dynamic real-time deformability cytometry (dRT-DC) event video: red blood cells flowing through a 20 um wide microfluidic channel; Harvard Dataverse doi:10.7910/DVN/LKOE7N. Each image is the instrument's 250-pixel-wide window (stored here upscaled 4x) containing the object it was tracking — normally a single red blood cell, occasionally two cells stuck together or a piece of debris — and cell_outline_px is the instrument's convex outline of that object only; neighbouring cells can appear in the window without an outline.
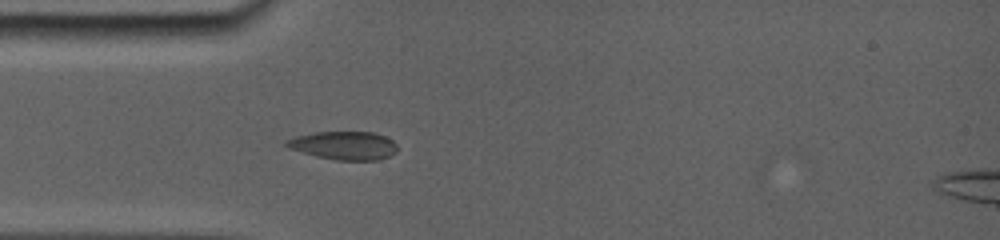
{"species": "common noctule bat (a hibernating species)", "species_latin": "Nyctalus noctula", "temperature_condition": "room temperature", "stored_images_in_passage": 26, "camera_frame_rate_fps": 5000, "um_per_image_px": 0.085, "animal": {"sex": "female", "body_mass_g": 19.0, "forearm_length_mm": 56.7}, "frame": {"image": 1, "passage_image": 3, "time_ms": 1.4, "image_size_px": [1000, 240], "cell_outline_px": [[396, 152], [388, 156], [376, 160], [336, 160], [316, 156], [292, 148], [284, 144], [288, 140], [300, 136], [320, 132], [372, 132], [384, 136], [392, 140], [396, 144]], "centroid_in_image_um": [29.3, 12.37], "position_along_channel_um": 55.7, "area_um2": 17.74}}
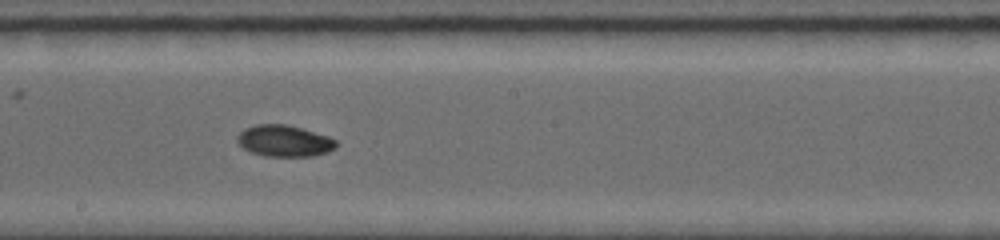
{"frame": {"image": 2, "passage_image": 12, "time_ms": 5.8, "image_size_px": [1000, 240], "cell_outline_px": [[336, 148], [328, 152], [312, 156], [264, 156], [252, 152], [244, 148], [236, 140], [236, 136], [244, 128], [256, 124], [284, 124], [300, 128], [328, 136], [336, 140]], "centroid_in_image_um": [24.15, 11.97], "position_along_channel_um": 224.1, "area_um2": 18.03}}
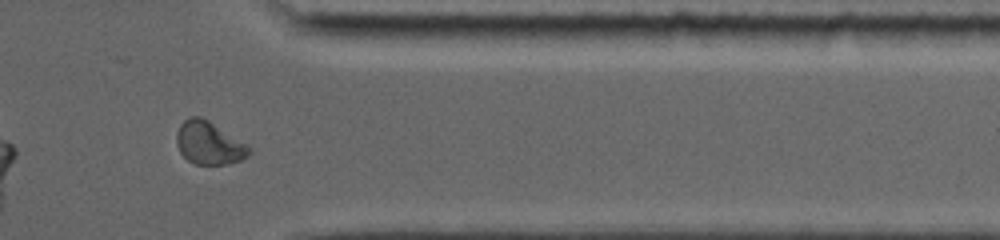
{"frame": {"image": 3, "passage_image": 21, "time_ms": 10.2, "image_size_px": [1000, 240], "cell_outline_px": [[252, 152], [248, 156], [240, 160], [228, 164], [196, 164], [188, 160], [180, 152], [176, 144], [176, 132], [180, 124], [188, 116], [200, 116], [208, 120], [252, 148]], "centroid_in_image_um": [17.75, 12.15], "position_along_channel_um": 393.7, "area_um2": 18.09}}